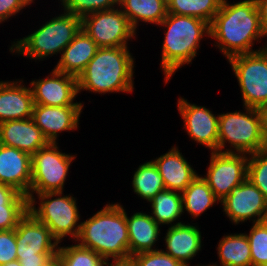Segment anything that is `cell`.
<instances>
[{
    "instance_id": "13",
    "label": "cell",
    "mask_w": 267,
    "mask_h": 266,
    "mask_svg": "<svg viewBox=\"0 0 267 266\" xmlns=\"http://www.w3.org/2000/svg\"><path fill=\"white\" fill-rule=\"evenodd\" d=\"M17 259L37 258V254H57L60 244L49 228L29 211L15 227ZM53 241V242H52Z\"/></svg>"
},
{
    "instance_id": "37",
    "label": "cell",
    "mask_w": 267,
    "mask_h": 266,
    "mask_svg": "<svg viewBox=\"0 0 267 266\" xmlns=\"http://www.w3.org/2000/svg\"><path fill=\"white\" fill-rule=\"evenodd\" d=\"M33 2L34 0H0V24Z\"/></svg>"
},
{
    "instance_id": "19",
    "label": "cell",
    "mask_w": 267,
    "mask_h": 266,
    "mask_svg": "<svg viewBox=\"0 0 267 266\" xmlns=\"http://www.w3.org/2000/svg\"><path fill=\"white\" fill-rule=\"evenodd\" d=\"M23 80L0 81V123L32 118L34 100Z\"/></svg>"
},
{
    "instance_id": "32",
    "label": "cell",
    "mask_w": 267,
    "mask_h": 266,
    "mask_svg": "<svg viewBox=\"0 0 267 266\" xmlns=\"http://www.w3.org/2000/svg\"><path fill=\"white\" fill-rule=\"evenodd\" d=\"M247 179L267 199V148L248 155Z\"/></svg>"
},
{
    "instance_id": "40",
    "label": "cell",
    "mask_w": 267,
    "mask_h": 266,
    "mask_svg": "<svg viewBox=\"0 0 267 266\" xmlns=\"http://www.w3.org/2000/svg\"><path fill=\"white\" fill-rule=\"evenodd\" d=\"M259 11L260 25L267 36V0H255Z\"/></svg>"
},
{
    "instance_id": "7",
    "label": "cell",
    "mask_w": 267,
    "mask_h": 266,
    "mask_svg": "<svg viewBox=\"0 0 267 266\" xmlns=\"http://www.w3.org/2000/svg\"><path fill=\"white\" fill-rule=\"evenodd\" d=\"M37 197L40 201L38 208L36 198L28 197V211L49 228L57 242L61 243L66 236L75 241L81 225L75 197L63 195V191L45 192Z\"/></svg>"
},
{
    "instance_id": "22",
    "label": "cell",
    "mask_w": 267,
    "mask_h": 266,
    "mask_svg": "<svg viewBox=\"0 0 267 266\" xmlns=\"http://www.w3.org/2000/svg\"><path fill=\"white\" fill-rule=\"evenodd\" d=\"M98 49L99 46L81 29L63 50L55 69L77 78Z\"/></svg>"
},
{
    "instance_id": "24",
    "label": "cell",
    "mask_w": 267,
    "mask_h": 266,
    "mask_svg": "<svg viewBox=\"0 0 267 266\" xmlns=\"http://www.w3.org/2000/svg\"><path fill=\"white\" fill-rule=\"evenodd\" d=\"M119 7L135 31L139 21L159 25L167 16V0H119Z\"/></svg>"
},
{
    "instance_id": "43",
    "label": "cell",
    "mask_w": 267,
    "mask_h": 266,
    "mask_svg": "<svg viewBox=\"0 0 267 266\" xmlns=\"http://www.w3.org/2000/svg\"><path fill=\"white\" fill-rule=\"evenodd\" d=\"M45 266H62L59 258L55 256L50 262H48Z\"/></svg>"
},
{
    "instance_id": "36",
    "label": "cell",
    "mask_w": 267,
    "mask_h": 266,
    "mask_svg": "<svg viewBox=\"0 0 267 266\" xmlns=\"http://www.w3.org/2000/svg\"><path fill=\"white\" fill-rule=\"evenodd\" d=\"M17 260V241L14 229L0 231V265Z\"/></svg>"
},
{
    "instance_id": "2",
    "label": "cell",
    "mask_w": 267,
    "mask_h": 266,
    "mask_svg": "<svg viewBox=\"0 0 267 266\" xmlns=\"http://www.w3.org/2000/svg\"><path fill=\"white\" fill-rule=\"evenodd\" d=\"M125 210L120 203L106 204L92 217L81 222L75 242L78 241V245L93 250L108 261L129 259Z\"/></svg>"
},
{
    "instance_id": "34",
    "label": "cell",
    "mask_w": 267,
    "mask_h": 266,
    "mask_svg": "<svg viewBox=\"0 0 267 266\" xmlns=\"http://www.w3.org/2000/svg\"><path fill=\"white\" fill-rule=\"evenodd\" d=\"M136 266H185L161 249L134 254L130 257Z\"/></svg>"
},
{
    "instance_id": "20",
    "label": "cell",
    "mask_w": 267,
    "mask_h": 266,
    "mask_svg": "<svg viewBox=\"0 0 267 266\" xmlns=\"http://www.w3.org/2000/svg\"><path fill=\"white\" fill-rule=\"evenodd\" d=\"M151 161L163 178L166 190L182 193L198 175L177 146Z\"/></svg>"
},
{
    "instance_id": "8",
    "label": "cell",
    "mask_w": 267,
    "mask_h": 266,
    "mask_svg": "<svg viewBox=\"0 0 267 266\" xmlns=\"http://www.w3.org/2000/svg\"><path fill=\"white\" fill-rule=\"evenodd\" d=\"M238 80L243 106L267 107V48L227 59Z\"/></svg>"
},
{
    "instance_id": "26",
    "label": "cell",
    "mask_w": 267,
    "mask_h": 266,
    "mask_svg": "<svg viewBox=\"0 0 267 266\" xmlns=\"http://www.w3.org/2000/svg\"><path fill=\"white\" fill-rule=\"evenodd\" d=\"M201 175H197L196 178L185 188L181 193L183 212L186 210L192 218L201 216L203 212L213 204L220 200L215 196L207 182L202 178Z\"/></svg>"
},
{
    "instance_id": "29",
    "label": "cell",
    "mask_w": 267,
    "mask_h": 266,
    "mask_svg": "<svg viewBox=\"0 0 267 266\" xmlns=\"http://www.w3.org/2000/svg\"><path fill=\"white\" fill-rule=\"evenodd\" d=\"M223 0H167V13L193 16L211 24Z\"/></svg>"
},
{
    "instance_id": "45",
    "label": "cell",
    "mask_w": 267,
    "mask_h": 266,
    "mask_svg": "<svg viewBox=\"0 0 267 266\" xmlns=\"http://www.w3.org/2000/svg\"><path fill=\"white\" fill-rule=\"evenodd\" d=\"M197 266H201V265H197ZM202 266H205V265H202ZM206 266H218L216 263H213V264H209V265H206Z\"/></svg>"
},
{
    "instance_id": "33",
    "label": "cell",
    "mask_w": 267,
    "mask_h": 266,
    "mask_svg": "<svg viewBox=\"0 0 267 266\" xmlns=\"http://www.w3.org/2000/svg\"><path fill=\"white\" fill-rule=\"evenodd\" d=\"M63 10L80 18L85 15L113 9L119 6V0H60Z\"/></svg>"
},
{
    "instance_id": "16",
    "label": "cell",
    "mask_w": 267,
    "mask_h": 266,
    "mask_svg": "<svg viewBox=\"0 0 267 266\" xmlns=\"http://www.w3.org/2000/svg\"><path fill=\"white\" fill-rule=\"evenodd\" d=\"M83 107L34 104L32 119L48 142L56 143L61 132L78 129Z\"/></svg>"
},
{
    "instance_id": "18",
    "label": "cell",
    "mask_w": 267,
    "mask_h": 266,
    "mask_svg": "<svg viewBox=\"0 0 267 266\" xmlns=\"http://www.w3.org/2000/svg\"><path fill=\"white\" fill-rule=\"evenodd\" d=\"M48 143L32 118L0 123V144L14 147L32 156Z\"/></svg>"
},
{
    "instance_id": "31",
    "label": "cell",
    "mask_w": 267,
    "mask_h": 266,
    "mask_svg": "<svg viewBox=\"0 0 267 266\" xmlns=\"http://www.w3.org/2000/svg\"><path fill=\"white\" fill-rule=\"evenodd\" d=\"M250 244L252 266H267V220L253 223L245 233Z\"/></svg>"
},
{
    "instance_id": "12",
    "label": "cell",
    "mask_w": 267,
    "mask_h": 266,
    "mask_svg": "<svg viewBox=\"0 0 267 266\" xmlns=\"http://www.w3.org/2000/svg\"><path fill=\"white\" fill-rule=\"evenodd\" d=\"M220 203L226 216L236 225L247 220L252 223L267 220V199L247 178Z\"/></svg>"
},
{
    "instance_id": "11",
    "label": "cell",
    "mask_w": 267,
    "mask_h": 266,
    "mask_svg": "<svg viewBox=\"0 0 267 266\" xmlns=\"http://www.w3.org/2000/svg\"><path fill=\"white\" fill-rule=\"evenodd\" d=\"M206 176L202 178L222 201L247 178L248 156L242 153L211 152Z\"/></svg>"
},
{
    "instance_id": "39",
    "label": "cell",
    "mask_w": 267,
    "mask_h": 266,
    "mask_svg": "<svg viewBox=\"0 0 267 266\" xmlns=\"http://www.w3.org/2000/svg\"><path fill=\"white\" fill-rule=\"evenodd\" d=\"M57 254H37V258L30 259H17L20 261L21 266H45Z\"/></svg>"
},
{
    "instance_id": "30",
    "label": "cell",
    "mask_w": 267,
    "mask_h": 266,
    "mask_svg": "<svg viewBox=\"0 0 267 266\" xmlns=\"http://www.w3.org/2000/svg\"><path fill=\"white\" fill-rule=\"evenodd\" d=\"M62 266H104L107 260L91 249L78 244L71 246H59L56 255Z\"/></svg>"
},
{
    "instance_id": "5",
    "label": "cell",
    "mask_w": 267,
    "mask_h": 266,
    "mask_svg": "<svg viewBox=\"0 0 267 266\" xmlns=\"http://www.w3.org/2000/svg\"><path fill=\"white\" fill-rule=\"evenodd\" d=\"M80 30L81 18L64 11V14L53 17L32 34L13 42L9 51L42 61L57 53L62 54Z\"/></svg>"
},
{
    "instance_id": "25",
    "label": "cell",
    "mask_w": 267,
    "mask_h": 266,
    "mask_svg": "<svg viewBox=\"0 0 267 266\" xmlns=\"http://www.w3.org/2000/svg\"><path fill=\"white\" fill-rule=\"evenodd\" d=\"M223 237L217 247L219 266H252L250 244L246 234L231 233Z\"/></svg>"
},
{
    "instance_id": "6",
    "label": "cell",
    "mask_w": 267,
    "mask_h": 266,
    "mask_svg": "<svg viewBox=\"0 0 267 266\" xmlns=\"http://www.w3.org/2000/svg\"><path fill=\"white\" fill-rule=\"evenodd\" d=\"M244 108L245 113L235 111L219 114L218 152L250 155L267 148L263 138L261 110L246 106ZM226 142L231 149L224 150Z\"/></svg>"
},
{
    "instance_id": "23",
    "label": "cell",
    "mask_w": 267,
    "mask_h": 266,
    "mask_svg": "<svg viewBox=\"0 0 267 266\" xmlns=\"http://www.w3.org/2000/svg\"><path fill=\"white\" fill-rule=\"evenodd\" d=\"M126 222L128 226L130 256L140 252L159 250L153 246L159 240L161 228H159L160 225L151 215L136 212L128 217L126 212Z\"/></svg>"
},
{
    "instance_id": "44",
    "label": "cell",
    "mask_w": 267,
    "mask_h": 266,
    "mask_svg": "<svg viewBox=\"0 0 267 266\" xmlns=\"http://www.w3.org/2000/svg\"><path fill=\"white\" fill-rule=\"evenodd\" d=\"M0 266H21L20 261L19 260H15L12 262H8L6 264H2Z\"/></svg>"
},
{
    "instance_id": "9",
    "label": "cell",
    "mask_w": 267,
    "mask_h": 266,
    "mask_svg": "<svg viewBox=\"0 0 267 266\" xmlns=\"http://www.w3.org/2000/svg\"><path fill=\"white\" fill-rule=\"evenodd\" d=\"M57 144L49 142L31 156V186L28 197L64 190L66 176L76 156L60 152Z\"/></svg>"
},
{
    "instance_id": "21",
    "label": "cell",
    "mask_w": 267,
    "mask_h": 266,
    "mask_svg": "<svg viewBox=\"0 0 267 266\" xmlns=\"http://www.w3.org/2000/svg\"><path fill=\"white\" fill-rule=\"evenodd\" d=\"M202 237L197 225L185 223L170 226L165 235L166 251L164 253L189 266V260L201 250Z\"/></svg>"
},
{
    "instance_id": "10",
    "label": "cell",
    "mask_w": 267,
    "mask_h": 266,
    "mask_svg": "<svg viewBox=\"0 0 267 266\" xmlns=\"http://www.w3.org/2000/svg\"><path fill=\"white\" fill-rule=\"evenodd\" d=\"M81 29L99 48L128 46L129 39L136 37V31L119 6L85 15L81 18Z\"/></svg>"
},
{
    "instance_id": "28",
    "label": "cell",
    "mask_w": 267,
    "mask_h": 266,
    "mask_svg": "<svg viewBox=\"0 0 267 266\" xmlns=\"http://www.w3.org/2000/svg\"><path fill=\"white\" fill-rule=\"evenodd\" d=\"M132 187L136 195L148 202L157 193L165 190L163 178L152 161L139 165L133 175Z\"/></svg>"
},
{
    "instance_id": "1",
    "label": "cell",
    "mask_w": 267,
    "mask_h": 266,
    "mask_svg": "<svg viewBox=\"0 0 267 266\" xmlns=\"http://www.w3.org/2000/svg\"><path fill=\"white\" fill-rule=\"evenodd\" d=\"M210 37L216 40L214 45L227 59L267 48V44L258 50L252 48L255 40L260 42L261 38L267 37L260 25L256 1L243 0L229 4L227 0H223L210 24Z\"/></svg>"
},
{
    "instance_id": "38",
    "label": "cell",
    "mask_w": 267,
    "mask_h": 266,
    "mask_svg": "<svg viewBox=\"0 0 267 266\" xmlns=\"http://www.w3.org/2000/svg\"><path fill=\"white\" fill-rule=\"evenodd\" d=\"M28 204V198L13 187L0 183V205Z\"/></svg>"
},
{
    "instance_id": "15",
    "label": "cell",
    "mask_w": 267,
    "mask_h": 266,
    "mask_svg": "<svg viewBox=\"0 0 267 266\" xmlns=\"http://www.w3.org/2000/svg\"><path fill=\"white\" fill-rule=\"evenodd\" d=\"M178 111L183 119L184 129L189 137L201 145H205L211 152L218 151V120L211 110L205 106H198L180 97Z\"/></svg>"
},
{
    "instance_id": "42",
    "label": "cell",
    "mask_w": 267,
    "mask_h": 266,
    "mask_svg": "<svg viewBox=\"0 0 267 266\" xmlns=\"http://www.w3.org/2000/svg\"><path fill=\"white\" fill-rule=\"evenodd\" d=\"M261 113L263 116V138L267 146V107L261 109Z\"/></svg>"
},
{
    "instance_id": "14",
    "label": "cell",
    "mask_w": 267,
    "mask_h": 266,
    "mask_svg": "<svg viewBox=\"0 0 267 266\" xmlns=\"http://www.w3.org/2000/svg\"><path fill=\"white\" fill-rule=\"evenodd\" d=\"M34 104L46 106H84L74 102L78 93L77 78L55 68L45 79L30 82Z\"/></svg>"
},
{
    "instance_id": "17",
    "label": "cell",
    "mask_w": 267,
    "mask_h": 266,
    "mask_svg": "<svg viewBox=\"0 0 267 266\" xmlns=\"http://www.w3.org/2000/svg\"><path fill=\"white\" fill-rule=\"evenodd\" d=\"M31 155L0 144V183L13 187L27 198L31 186Z\"/></svg>"
},
{
    "instance_id": "4",
    "label": "cell",
    "mask_w": 267,
    "mask_h": 266,
    "mask_svg": "<svg viewBox=\"0 0 267 266\" xmlns=\"http://www.w3.org/2000/svg\"><path fill=\"white\" fill-rule=\"evenodd\" d=\"M159 26L167 28L160 59L166 84L179 68L192 63L203 36L210 38V24L197 17L167 13Z\"/></svg>"
},
{
    "instance_id": "35",
    "label": "cell",
    "mask_w": 267,
    "mask_h": 266,
    "mask_svg": "<svg viewBox=\"0 0 267 266\" xmlns=\"http://www.w3.org/2000/svg\"><path fill=\"white\" fill-rule=\"evenodd\" d=\"M28 212V204L0 205V231L14 229Z\"/></svg>"
},
{
    "instance_id": "27",
    "label": "cell",
    "mask_w": 267,
    "mask_h": 266,
    "mask_svg": "<svg viewBox=\"0 0 267 266\" xmlns=\"http://www.w3.org/2000/svg\"><path fill=\"white\" fill-rule=\"evenodd\" d=\"M151 217L161 225H178L176 220L182 215L183 205L181 193L172 190H163L157 193L150 201ZM176 223H173V222ZM173 223V224H172Z\"/></svg>"
},
{
    "instance_id": "3",
    "label": "cell",
    "mask_w": 267,
    "mask_h": 266,
    "mask_svg": "<svg viewBox=\"0 0 267 266\" xmlns=\"http://www.w3.org/2000/svg\"><path fill=\"white\" fill-rule=\"evenodd\" d=\"M128 46L99 48L77 77L78 93L132 92L134 59Z\"/></svg>"
},
{
    "instance_id": "41",
    "label": "cell",
    "mask_w": 267,
    "mask_h": 266,
    "mask_svg": "<svg viewBox=\"0 0 267 266\" xmlns=\"http://www.w3.org/2000/svg\"><path fill=\"white\" fill-rule=\"evenodd\" d=\"M105 266H136L131 258L125 260H113L112 263H109L108 260Z\"/></svg>"
}]
</instances>
